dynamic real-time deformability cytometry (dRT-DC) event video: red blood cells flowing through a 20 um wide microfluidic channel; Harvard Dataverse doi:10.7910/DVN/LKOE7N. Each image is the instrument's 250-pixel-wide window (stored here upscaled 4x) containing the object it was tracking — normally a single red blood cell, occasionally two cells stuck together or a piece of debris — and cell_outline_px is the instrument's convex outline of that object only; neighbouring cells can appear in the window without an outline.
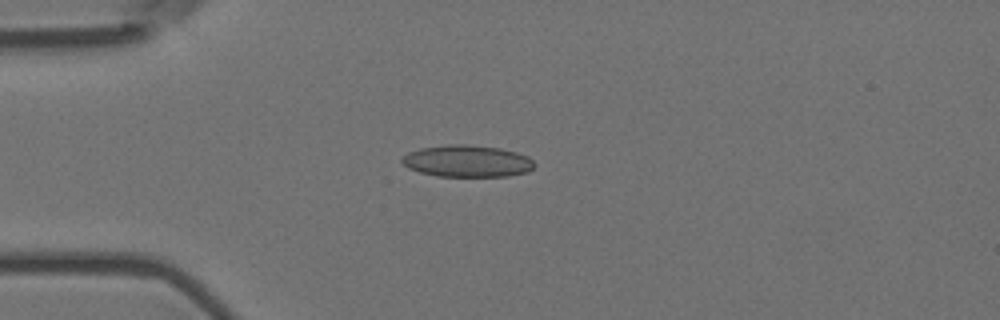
{"species": "Egyptian fruit bat (a non-hibernating species)", "species_latin": "Rousettus aegyptiacus", "temperature_condition": "room temperature", "stored_images_in_passage": 5, "camera_frame_rate_fps": 3000, "um_per_image_px": 0.085, "animal": {"sex": "female"}, "frame": {"image": 1, "passage_image": 4, "time_ms": 1.0, "image_size_px": [1000, 320], "cell_outline_px": [[536, 164], [528, 172], [508, 176], [436, 176], [420, 172], [408, 168], [400, 160], [400, 156], [408, 152], [420, 148], [448, 144], [464, 144], [500, 148], [516, 152], [528, 156]], "centroid_in_image_um": [39.69, 13.69], "position_along_channel_um": 45.3, "area_um2": 24.74}}